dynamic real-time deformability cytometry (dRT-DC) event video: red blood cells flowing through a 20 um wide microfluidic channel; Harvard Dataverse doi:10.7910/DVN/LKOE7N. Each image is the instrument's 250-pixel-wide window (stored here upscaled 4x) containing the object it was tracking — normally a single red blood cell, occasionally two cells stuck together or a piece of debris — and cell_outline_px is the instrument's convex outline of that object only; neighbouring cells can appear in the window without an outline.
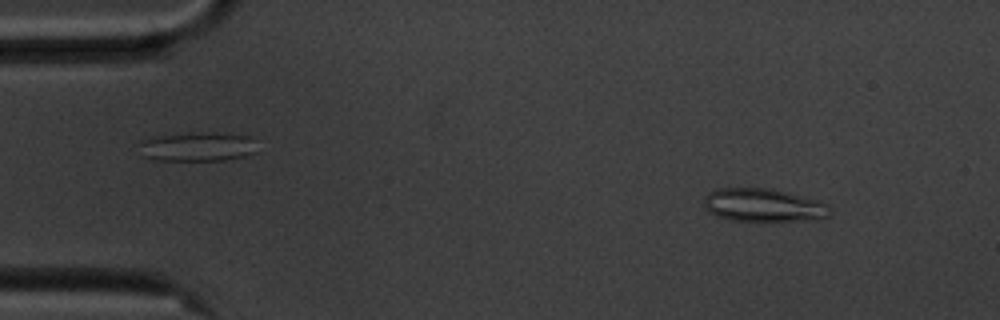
{"species": "common noctule bat (a hibernating species)", "species_latin": "Nyctalus noctula", "temperature_condition": "cold", "stored_images_in_passage": 51, "camera_frame_rate_fps": 3000, "um_per_image_px": 0.085, "animal": {"sex": "male", "body_mass_g": 20.1, "forearm_length_mm": 53.5}, "frame": {"image": 1, "passage_image": 1, "time_ms": 0.0, "image_size_px": [1000, 320], "cell_outline_px": [[832, 212], [828, 216], [816, 220], [732, 220], [708, 212], [704, 204], [704, 196], [716, 188], [772, 188], [816, 200], [828, 204], [832, 208]], "centroid_in_image_um": [64.92, 17.43], "position_along_channel_um": 20.1, "area_um2": 24.22}}
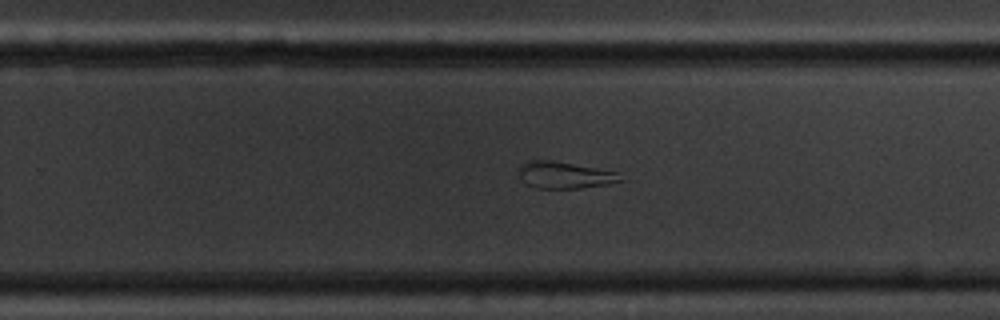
{"frame": {"image": 2, "passage_image": 30, "time_ms": 9.667, "image_size_px": [1000, 320], "cell_outline_px": [[624, 180], [608, 184], [580, 188], [536, 188], [528, 184], [520, 176], [520, 164], [528, 160], [552, 160], [616, 172]], "centroid_in_image_um": [47.98, 14.88], "position_along_channel_um": 281.8, "area_um2": 15.55}}
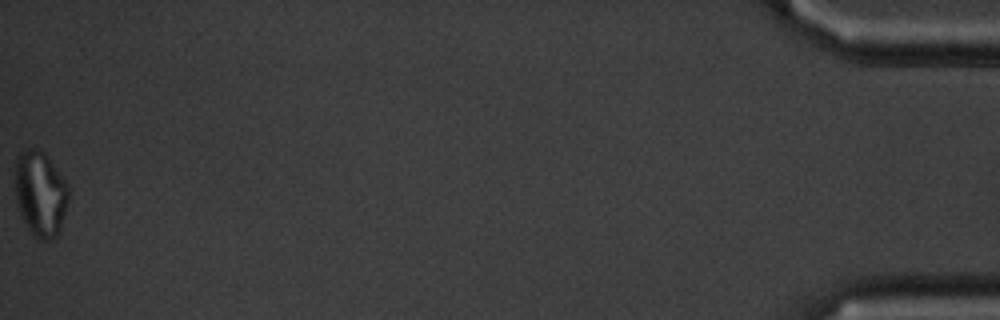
{"frame": {"image": 3, "passage_image": 51, "time_ms": 16.667, "image_size_px": [1000, 320], "cell_outline_px": [[72, 188], [60, 232], [52, 240], [40, 240], [32, 236], [20, 212], [16, 196], [12, 176], [16, 156], [24, 148], [36, 148], [44, 152]], "centroid_in_image_um": [3.44, 16.43], "position_along_channel_um": 431.8, "area_um2": 27.63}, "authors_computed_cell_mechanics": {"area_um2": 22.6576, "velocity_mm_per_s": 3.5408, "shape_relaxation_time_tau1_ms": null, "shape_relaxation_time_tau2_ms": 1.6625, "deformation_change_tau1": null, "deformation_change_tau2": 0.0917}}